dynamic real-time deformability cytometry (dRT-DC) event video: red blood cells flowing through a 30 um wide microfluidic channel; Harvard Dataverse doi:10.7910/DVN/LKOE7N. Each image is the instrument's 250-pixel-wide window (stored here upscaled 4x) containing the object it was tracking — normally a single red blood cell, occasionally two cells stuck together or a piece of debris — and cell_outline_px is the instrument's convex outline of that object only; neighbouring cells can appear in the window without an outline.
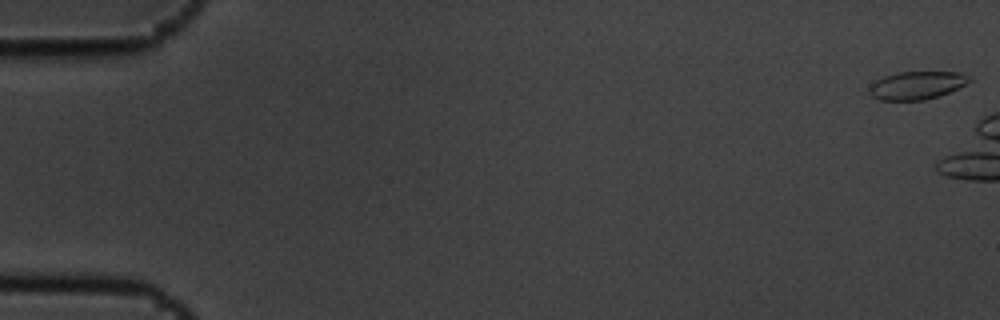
{"species": "common noctule bat (a hibernating species)", "species_latin": "Nyctalus noctula", "temperature_condition": "cold", "stored_images_in_passage": 5, "camera_frame_rate_fps": 3000, "um_per_image_px": 0.085, "animal": {"sex": "male", "body_mass_g": 19.5, "forearm_length_mm": 54.6}, "frame": {"image": 1, "passage_image": 1, "time_ms": 0.0, "image_size_px": [1000, 320], "cell_outline_px": [[972, 80], [968, 84], [940, 96], [924, 100], [880, 100], [872, 96], [868, 92], [868, 84], [884, 76], [896, 72], [960, 72], [972, 76]], "centroid_in_image_um": [77.94, 7.25], "position_along_channel_um": 7.1, "area_um2": 16.7}}